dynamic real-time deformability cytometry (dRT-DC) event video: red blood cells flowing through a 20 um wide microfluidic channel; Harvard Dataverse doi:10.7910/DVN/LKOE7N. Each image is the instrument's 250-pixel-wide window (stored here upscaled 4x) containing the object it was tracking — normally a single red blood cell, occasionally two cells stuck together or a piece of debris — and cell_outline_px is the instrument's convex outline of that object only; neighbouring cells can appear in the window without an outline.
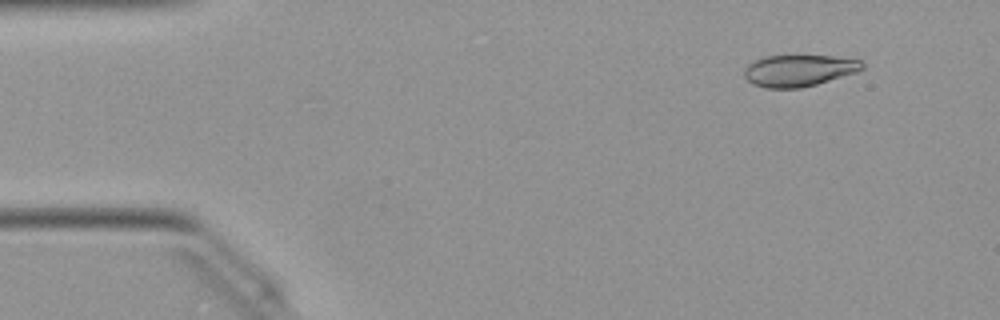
{"species": "Egyptian fruit bat (a non-hibernating species)", "species_latin": "Rousettus aegyptiacus", "temperature_condition": "warm", "stored_images_in_passage": 9, "camera_frame_rate_fps": 3000, "um_per_image_px": 0.085, "animal": {"sex": "female"}, "frame": {"image": 1, "passage_image": 2, "time_ms": 0.333, "image_size_px": [1000, 320], "cell_outline_px": [[864, 68], [856, 72], [816, 84], [800, 88], [764, 88], [752, 84], [744, 76], [744, 68], [748, 64], [764, 56], [832, 56], [860, 60], [864, 64]], "centroid_in_image_um": [67.88, 6.0], "position_along_channel_um": 17.1, "area_um2": 21.62}}